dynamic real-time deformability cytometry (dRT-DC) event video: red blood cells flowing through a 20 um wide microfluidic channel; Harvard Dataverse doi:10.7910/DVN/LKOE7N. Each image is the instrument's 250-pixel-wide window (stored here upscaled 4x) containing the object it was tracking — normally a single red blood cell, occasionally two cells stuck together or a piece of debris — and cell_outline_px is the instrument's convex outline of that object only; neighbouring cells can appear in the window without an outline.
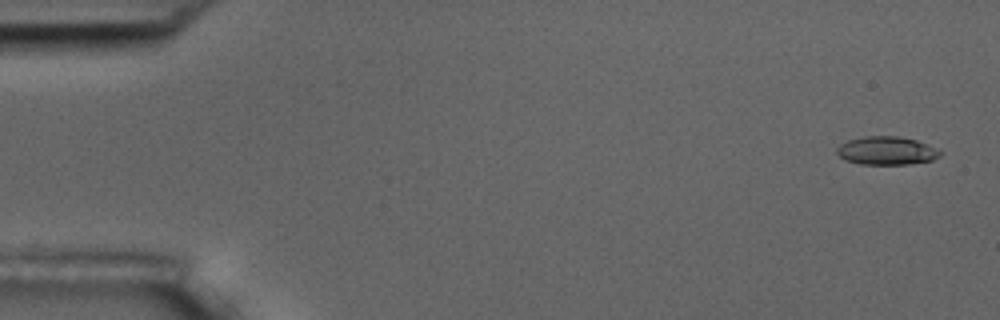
{"species": "common noctule bat (a hibernating species)", "species_latin": "Nyctalus noctula", "temperature_condition": "room temperature", "stored_images_in_passage": 5, "camera_frame_rate_fps": 3000, "um_per_image_px": 0.085, "animal": {"sex": "male", "body_mass_g": 17.5, "forearm_length_mm": 52.3}, "frame": {"image": 1, "passage_image": 1, "time_ms": 0.0, "image_size_px": [1000, 320], "cell_outline_px": [[944, 152], [940, 156], [932, 160], [908, 164], [860, 164], [844, 160], [836, 152], [836, 148], [840, 144], [848, 140], [864, 136], [896, 136], [916, 140]], "centroid_in_image_um": [75.34, 12.81], "position_along_channel_um": 9.7, "area_um2": 16.99}}
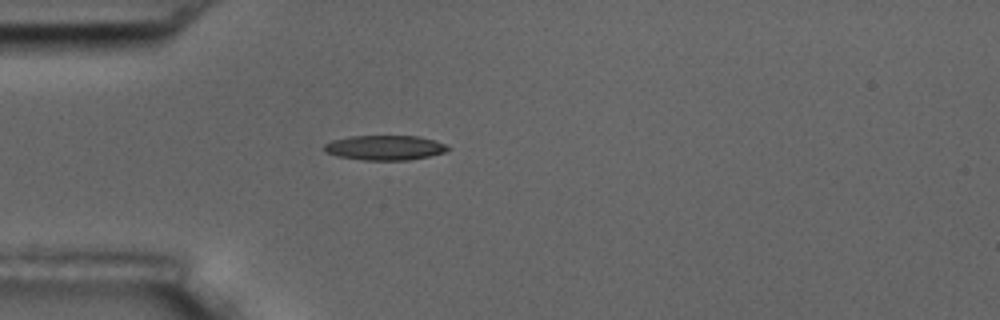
{"frame": {"image": 2, "passage_image": 5, "time_ms": 4.667, "image_size_px": [1000, 320], "cell_outline_px": [[452, 148], [444, 152], [428, 156], [408, 160], [364, 160], [336, 156], [324, 152], [324, 144], [332, 140], [348, 136], [420, 136], [436, 140]], "centroid_in_image_um": [32.69, 12.55], "position_along_channel_um": 52.3, "area_um2": 17.98}}